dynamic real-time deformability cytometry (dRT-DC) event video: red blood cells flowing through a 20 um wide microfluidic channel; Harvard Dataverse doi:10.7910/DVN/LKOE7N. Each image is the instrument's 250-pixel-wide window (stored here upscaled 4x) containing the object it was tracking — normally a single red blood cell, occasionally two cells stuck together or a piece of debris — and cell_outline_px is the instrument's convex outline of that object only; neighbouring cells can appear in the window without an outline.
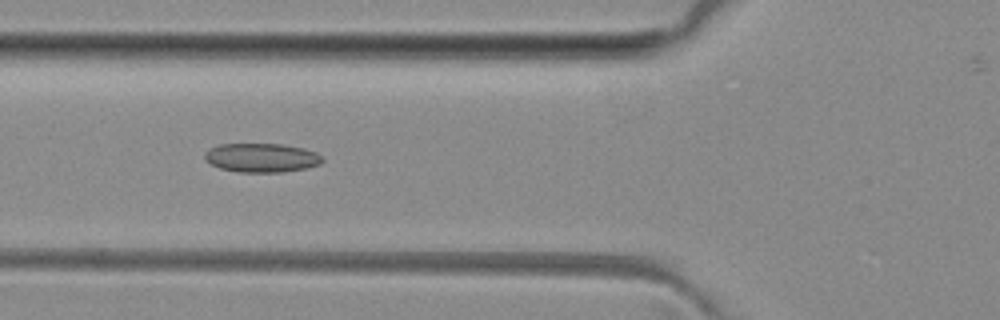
{"species": "common noctule bat (a hibernating species)", "species_latin": "Nyctalus noctula", "temperature_condition": "room temperature", "stored_images_in_passage": 4, "camera_frame_rate_fps": 3000, "um_per_image_px": 0.085, "animal": {"sex": "female", "body_mass_g": 29.2, "forearm_length_mm": 56.3}, "frame": {"image": 1, "passage_image": 3, "time_ms": 2.333, "image_size_px": [1000, 320], "cell_outline_px": [[324, 160], [320, 164], [304, 168], [284, 172], [240, 172], [220, 168], [204, 160], [204, 152], [208, 148], [220, 144], [284, 144], [304, 148], [316, 152]], "centroid_in_image_um": [22.21, 13.4], "position_along_channel_um": 103.6, "area_um2": 19.94}}
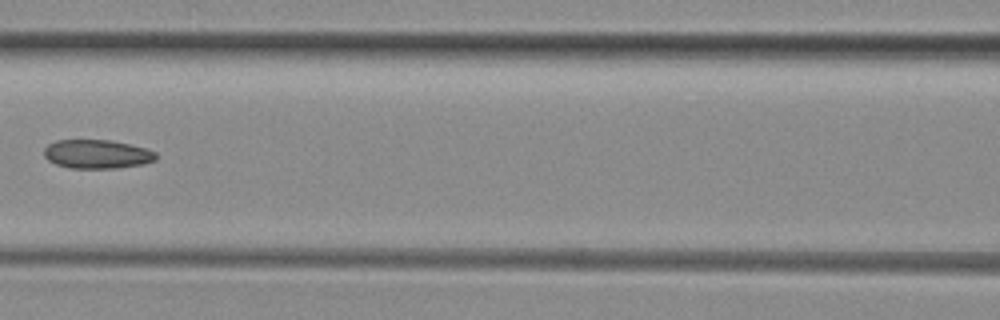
{"frame": {"image": 2, "passage_image": 4, "time_ms": 3.667, "image_size_px": [1000, 320], "cell_outline_px": [[156, 160], [144, 164], [116, 168], [68, 168], [56, 164], [48, 160], [44, 156], [44, 148], [48, 144], [56, 140], [112, 140], [144, 148], [156, 152]], "centroid_in_image_um": [8.23, 13.1], "position_along_channel_um": 158.4, "area_um2": 18.84}}